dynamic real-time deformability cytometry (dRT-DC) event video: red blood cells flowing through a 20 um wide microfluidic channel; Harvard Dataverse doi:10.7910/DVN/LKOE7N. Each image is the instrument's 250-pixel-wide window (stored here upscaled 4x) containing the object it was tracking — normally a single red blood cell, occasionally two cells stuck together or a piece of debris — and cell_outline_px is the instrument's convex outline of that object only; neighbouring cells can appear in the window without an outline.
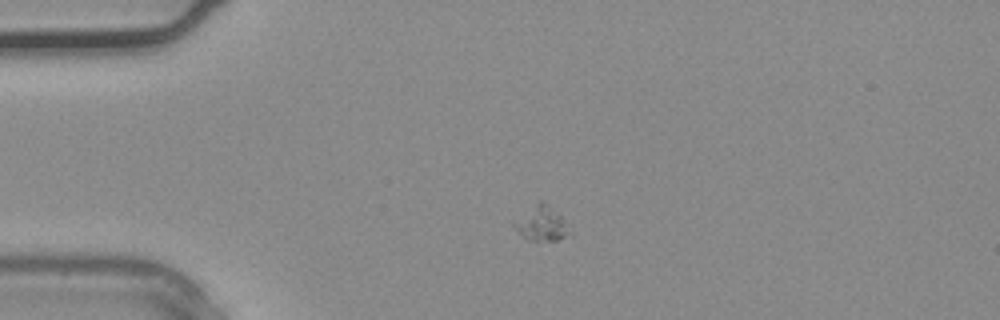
{"species": "common noctule bat (a hibernating species)", "species_latin": "Nyctalus noctula", "temperature_condition": "warm", "stored_images_in_passage": 34, "camera_frame_rate_fps": 3000, "um_per_image_px": 0.085, "animal": {"sex": "male", "body_mass_g": 20.4}, "frame": {"image": 1, "passage_image": 6, "time_ms": 1.667, "image_size_px": [1000, 320], "cell_outline_px": [[572, 236], [556, 240], [528, 240], [512, 224], [512, 220], [540, 200], [544, 200], [560, 216], [572, 232]], "centroid_in_image_um": [46.04, 18.99], "position_along_channel_um": 39.0, "area_um2": 11.16}}
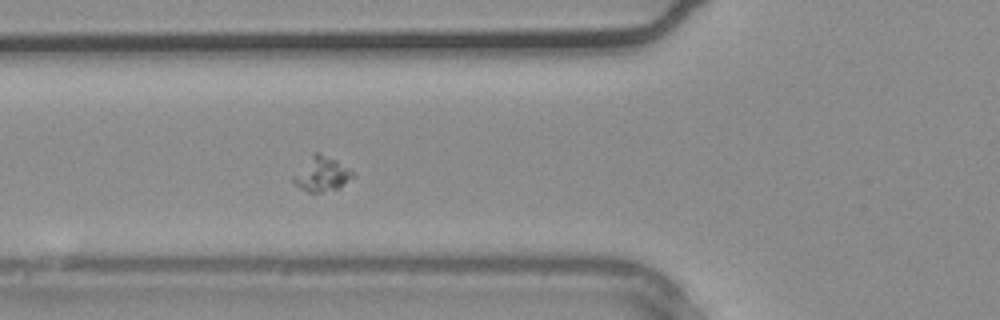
{"frame": {"image": 2, "passage_image": 11, "time_ms": 3.333, "image_size_px": [1000, 320], "cell_outline_px": [[356, 176], [336, 188], [320, 192], [308, 192], [300, 188], [292, 180], [312, 156], [316, 152], [320, 152], [336, 160], [348, 168]], "centroid_in_image_um": [27.4, 14.81], "position_along_channel_um": 98.4, "area_um2": 11.21}}
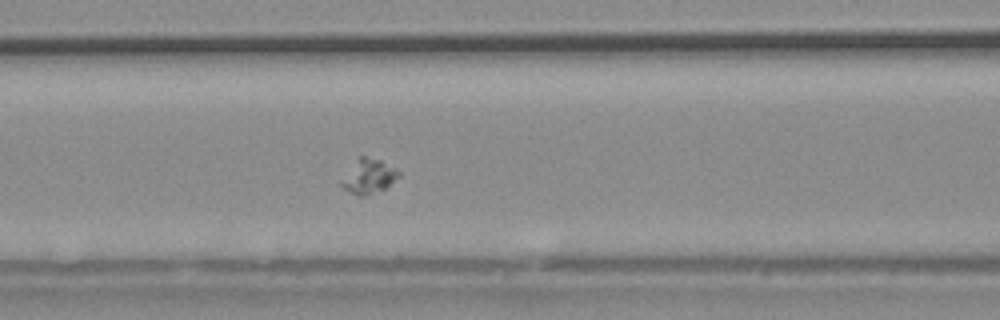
{"frame": {"image": 3, "passage_image": 13, "time_ms": 4.0, "image_size_px": [1000, 320], "cell_outline_px": [[400, 176], [384, 188], [364, 196], [356, 196], [344, 188], [340, 184], [360, 156], [364, 156], [380, 160], [396, 168], [400, 172]], "centroid_in_image_um": [31.38, 15.0], "position_along_channel_um": 135.2, "area_um2": 10.92}}